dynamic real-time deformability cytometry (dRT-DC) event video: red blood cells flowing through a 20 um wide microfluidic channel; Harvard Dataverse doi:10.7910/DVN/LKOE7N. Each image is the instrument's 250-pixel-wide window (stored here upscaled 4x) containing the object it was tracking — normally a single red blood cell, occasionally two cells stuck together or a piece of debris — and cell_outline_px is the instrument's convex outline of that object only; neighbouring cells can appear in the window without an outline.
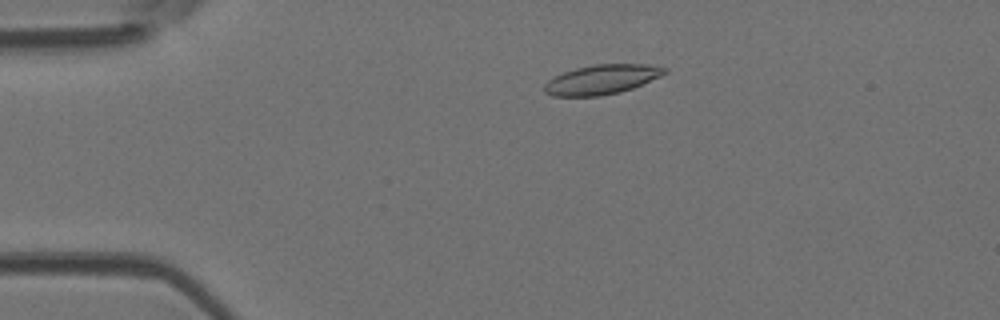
{"species": "Egyptian fruit bat (a non-hibernating species)", "species_latin": "Rousettus aegyptiacus", "temperature_condition": "room temperature", "stored_images_in_passage": 4, "camera_frame_rate_fps": 3000, "um_per_image_px": 0.085, "animal": {"sex": "female"}, "frame": {"image": 1, "passage_image": 3, "time_ms": 0.667, "image_size_px": [1000, 320], "cell_outline_px": [[668, 72], [660, 76], [632, 88], [620, 92], [600, 96], [552, 96], [544, 92], [544, 84], [548, 80], [564, 72], [576, 68], [596, 64], [648, 64], [668, 68]], "centroid_in_image_um": [51.15, 6.76], "position_along_channel_um": 33.8, "area_um2": 20.63}}